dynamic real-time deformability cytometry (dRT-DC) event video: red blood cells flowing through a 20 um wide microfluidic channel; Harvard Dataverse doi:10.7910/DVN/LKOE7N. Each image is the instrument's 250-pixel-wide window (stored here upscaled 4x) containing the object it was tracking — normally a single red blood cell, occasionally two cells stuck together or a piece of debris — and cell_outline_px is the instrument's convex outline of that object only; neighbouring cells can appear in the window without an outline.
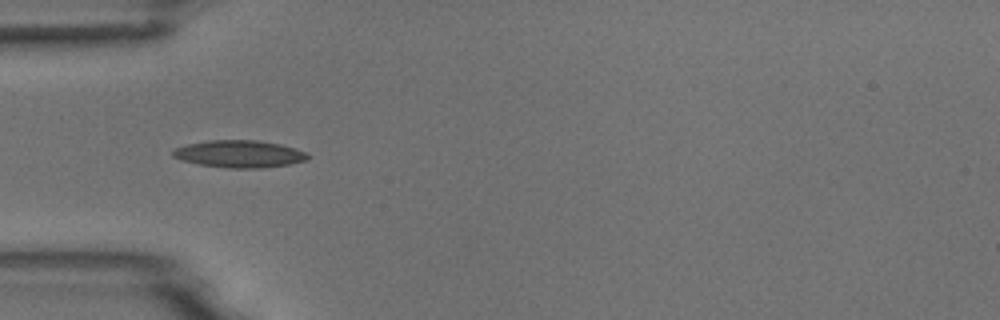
{"species": "common noctule bat (a hibernating species)", "species_latin": "Nyctalus noctula", "temperature_condition": "room temperature", "stored_images_in_passage": 8, "camera_frame_rate_fps": 3000, "um_per_image_px": 0.085, "animal": {"sex": "male", "body_mass_g": 18.8}, "frame": {"image": 1, "passage_image": 5, "time_ms": 1.333, "image_size_px": [1000, 320], "cell_outline_px": [[308, 160], [288, 164], [260, 168], [228, 168], [200, 164], [180, 160], [172, 156], [172, 152], [176, 148], [188, 144], [208, 140], [256, 140], [280, 144], [304, 152], [308, 156]], "centroid_in_image_um": [20.31, 13.08], "position_along_channel_um": 64.7, "area_um2": 21.15}}